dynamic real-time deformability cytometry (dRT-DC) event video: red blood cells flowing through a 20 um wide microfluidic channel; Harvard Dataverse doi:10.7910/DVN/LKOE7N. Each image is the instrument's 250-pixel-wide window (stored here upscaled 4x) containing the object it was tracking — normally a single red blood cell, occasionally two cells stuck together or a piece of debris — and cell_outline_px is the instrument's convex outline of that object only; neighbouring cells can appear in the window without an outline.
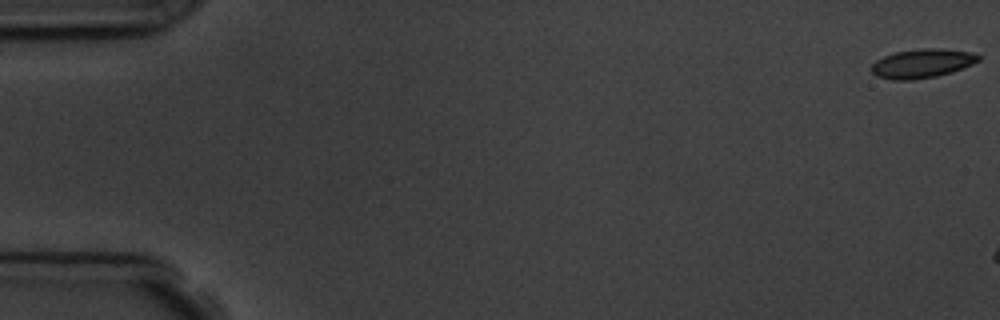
{"species": "common noctule bat (a hibernating species)", "species_latin": "Nyctalus noctula", "temperature_condition": "room temperature", "stored_images_in_passage": 3, "camera_frame_rate_fps": 3000, "um_per_image_px": 0.085, "animal": {"sex": "male", "body_mass_g": 19.5, "forearm_length_mm": 54.6}, "frame": {"image": 1, "passage_image": 1, "time_ms": 0.0, "image_size_px": [1000, 320], "cell_outline_px": [[980, 60], [964, 68], [952, 72], [936, 76], [912, 80], [892, 80], [876, 76], [868, 68], [876, 60], [884, 56], [896, 52], [924, 48], [936, 48], [972, 52], [980, 56]], "centroid_in_image_um": [78.36, 5.4], "position_along_channel_um": 6.6, "area_um2": 18.15}}